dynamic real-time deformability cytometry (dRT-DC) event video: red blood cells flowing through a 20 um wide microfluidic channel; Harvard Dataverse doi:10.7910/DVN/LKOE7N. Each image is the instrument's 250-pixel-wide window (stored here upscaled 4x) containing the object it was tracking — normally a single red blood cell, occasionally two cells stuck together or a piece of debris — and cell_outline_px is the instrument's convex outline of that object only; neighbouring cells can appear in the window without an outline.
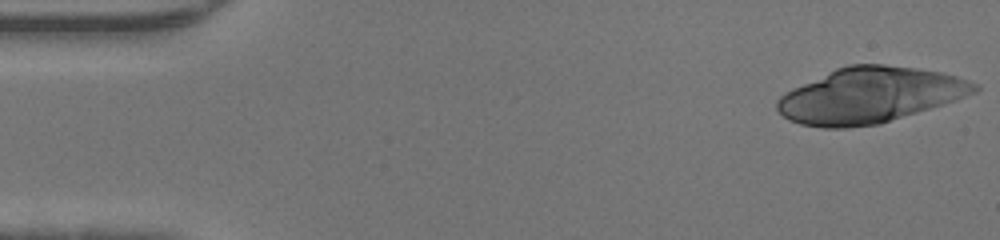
{"species": "human", "species_latin": "Homo sapiens", "temperature_condition": "warm", "stored_images_in_passage": 21, "camera_frame_rate_fps": 3000, "um_per_image_px": 0.085, "donor": {"sex": "male"}, "frame": {"image": 1, "passage_image": 1, "time_ms": 0.0, "image_size_px": [1000, 240], "cell_outline_px": [[980, 88], [976, 92], [956, 100], [880, 124], [848, 128], [824, 128], [800, 124], [788, 120], [776, 108], [776, 100], [784, 92], [792, 88], [836, 68], [848, 64], [884, 64], [916, 68], [940, 72], [956, 76], [980, 84]], "centroid_in_image_um": [73.92, 8.1], "position_along_channel_um": 11.1, "area_um2": 63.87}}